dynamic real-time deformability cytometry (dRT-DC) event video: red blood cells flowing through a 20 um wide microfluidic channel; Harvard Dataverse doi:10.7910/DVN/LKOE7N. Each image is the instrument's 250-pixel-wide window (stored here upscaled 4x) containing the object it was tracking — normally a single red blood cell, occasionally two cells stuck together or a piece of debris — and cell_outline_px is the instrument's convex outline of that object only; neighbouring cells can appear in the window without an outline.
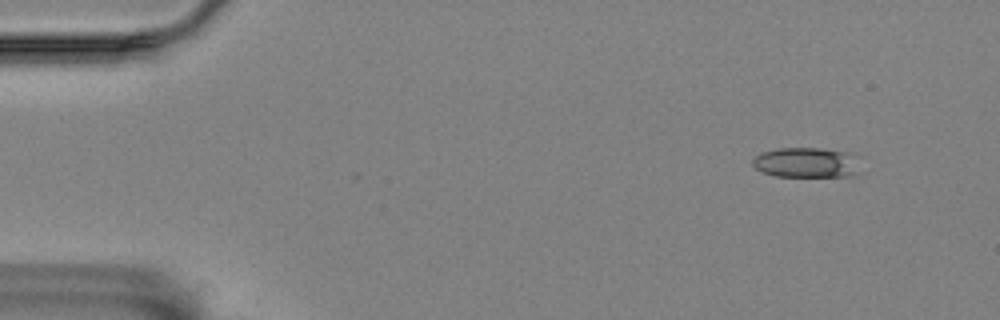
{"species": "Egyptian fruit bat (a non-hibernating species)", "species_latin": "Rousettus aegyptiacus", "temperature_condition": "room temperature", "stored_images_in_passage": 4, "camera_frame_rate_fps": 3000, "um_per_image_px": 0.085, "animal": {"sex": "female"}, "frame": {"image": 1, "passage_image": 1, "time_ms": 0.0, "image_size_px": [1000, 320], "cell_outline_px": [[864, 156], [856, 172], [852, 176], [776, 176], [764, 172], [756, 168], [752, 164], [752, 160], [760, 152], [780, 148], [820, 148], [848, 152]], "centroid_in_image_um": [68.64, 13.8], "position_along_channel_um": 16.4, "area_um2": 19.25}}
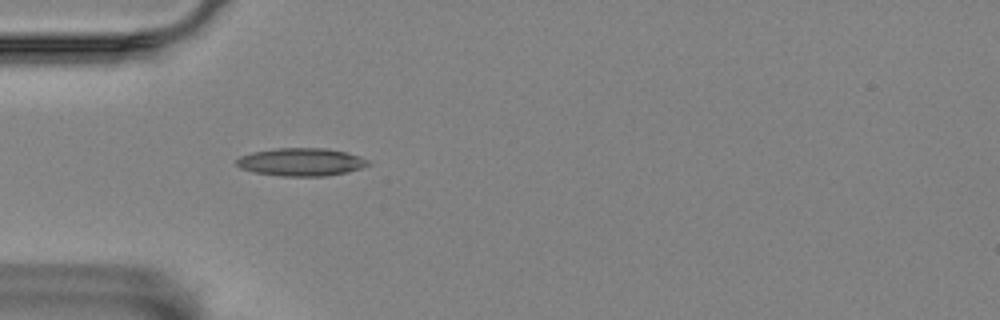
{"frame": {"image": 2, "passage_image": 4, "time_ms": 4.0, "image_size_px": [1000, 320], "cell_outline_px": [[372, 164], [348, 172], [324, 176], [284, 176], [256, 172], [240, 168], [236, 164], [236, 160], [240, 156], [252, 152], [276, 148], [324, 148], [348, 152], [360, 156], [368, 160]], "centroid_in_image_um": [25.62, 13.76], "position_along_channel_um": 59.4, "area_um2": 21.39}}